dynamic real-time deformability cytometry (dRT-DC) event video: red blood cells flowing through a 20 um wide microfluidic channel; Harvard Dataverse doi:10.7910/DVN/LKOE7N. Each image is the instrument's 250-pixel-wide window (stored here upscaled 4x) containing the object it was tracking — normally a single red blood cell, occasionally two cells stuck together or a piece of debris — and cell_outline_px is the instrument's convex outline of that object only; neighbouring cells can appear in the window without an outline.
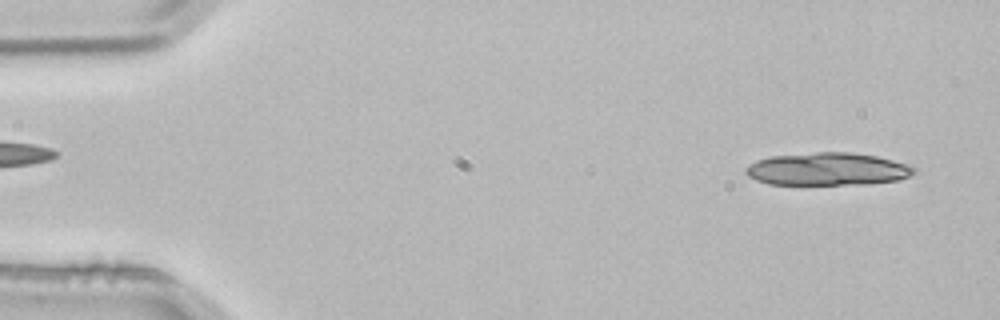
{"species": "common noctule bat (a hibernating species)", "species_latin": "Nyctalus noctula", "temperature_condition": "room temperature", "stored_images_in_passage": 22, "camera_frame_rate_fps": 3000, "um_per_image_px": 0.085, "animal": {"sex": "male", "body_mass_g": 21.5, "forearm_length_mm": 52.0}, "frame": {"image": 1, "passage_image": 2, "time_ms": 0.333, "image_size_px": [1000, 320], "cell_outline_px": [[916, 172], [900, 180], [864, 184], [768, 184], [756, 180], [748, 176], [744, 172], [744, 168], [748, 164], [756, 160], [772, 156], [816, 152], [852, 152], [876, 156], [892, 160], [916, 168]], "centroid_in_image_um": [70.3, 14.37], "position_along_channel_um": 14.7, "area_um2": 32.08}}
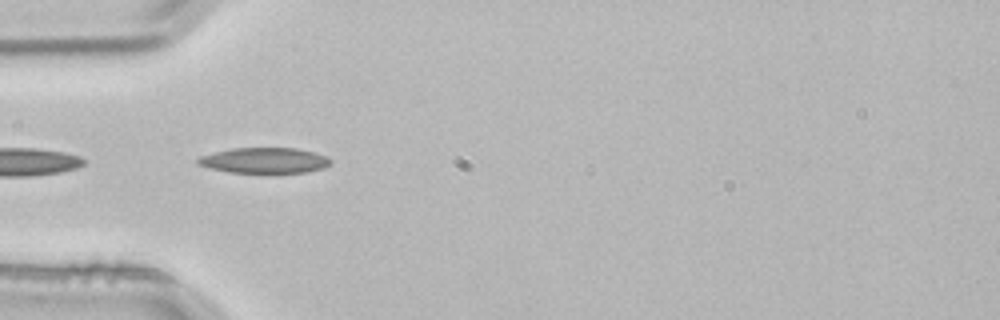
{"frame": {"image": 2, "passage_image": 15, "time_ms": 4.667, "image_size_px": [1000, 320], "cell_outline_px": [[332, 164], [324, 168], [308, 172], [228, 172], [208, 168], [196, 164], [196, 160], [200, 156], [232, 148], [296, 148], [328, 156], [332, 160]], "centroid_in_image_um": [22.49, 13.63], "position_along_channel_um": 62.5, "area_um2": 19.77}}